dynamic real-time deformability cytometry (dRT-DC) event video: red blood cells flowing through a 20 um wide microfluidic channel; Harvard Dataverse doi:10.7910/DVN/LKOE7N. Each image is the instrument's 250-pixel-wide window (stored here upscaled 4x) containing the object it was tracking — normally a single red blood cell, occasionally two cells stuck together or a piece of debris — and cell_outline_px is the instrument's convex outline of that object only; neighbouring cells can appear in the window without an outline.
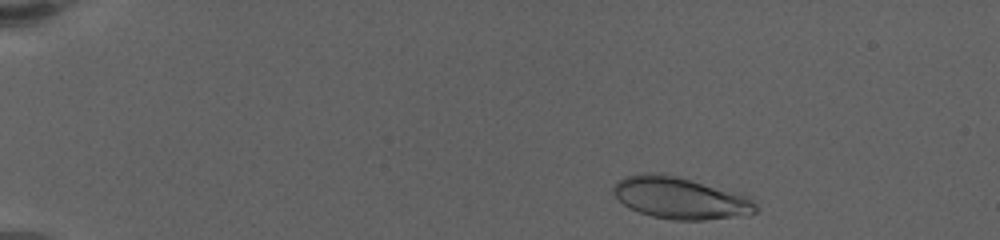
{"species": "human", "species_latin": "Homo sapiens", "temperature_condition": "warm", "stored_images_in_passage": 39, "camera_frame_rate_fps": 3000, "um_per_image_px": 0.085, "donor": {"sex": "female"}, "frame": {"image": 1, "passage_image": 3, "time_ms": 0.667, "image_size_px": [1000, 240], "cell_outline_px": [[756, 212], [704, 220], [672, 220], [652, 216], [628, 208], [612, 192], [612, 188], [624, 176], [644, 172], [676, 176], [740, 192], [752, 196], [756, 204]], "centroid_in_image_um": [57.83, 16.82], "position_along_channel_um": 27.2, "area_um2": 34.56}}
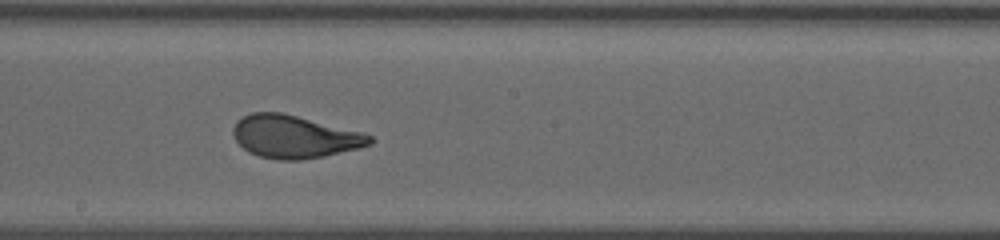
{"frame": {"image": 2, "passage_image": 26, "time_ms": 9.667, "image_size_px": [1000, 240], "cell_outline_px": [[372, 144], [360, 148], [324, 156], [300, 160], [280, 160], [260, 156], [248, 152], [236, 140], [232, 132], [232, 128], [236, 120], [252, 112], [280, 112], [364, 132], [372, 136]], "centroid_in_image_um": [25.03, 11.62], "position_along_channel_um": 223.2, "area_um2": 34.04}}
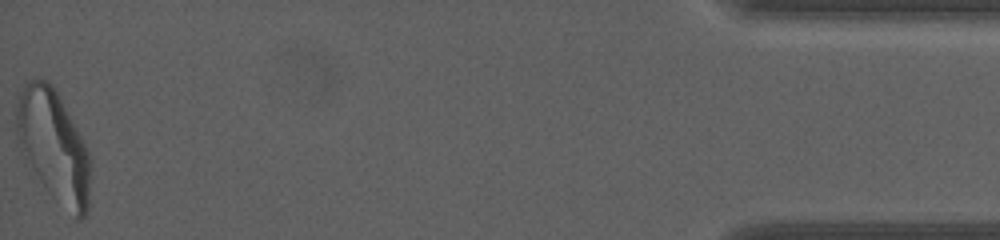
{"frame": {"image": 3, "passage_image": 39, "time_ms": 18.333, "image_size_px": [1000, 240], "cell_outline_px": [[92, 160], [88, 212], [80, 220], [76, 220], [48, 192], [20, 152], [16, 132], [16, 104], [20, 92], [24, 84], [28, 80], [36, 76], [48, 80], [56, 88]], "centroid_in_image_um": [4.56, 12.4], "position_along_channel_um": 430.6, "area_um2": 48.67}, "authors_computed_cell_mechanics": {"area_um2": 34.0442, "velocity_mm_per_s": 3.3326, "shape_relaxation_time_tau1_ms": 3.9313, "shape_relaxation_time_tau2_ms": null, "deformation_change_tau1": 0.182, "deformation_change_tau2": null}}